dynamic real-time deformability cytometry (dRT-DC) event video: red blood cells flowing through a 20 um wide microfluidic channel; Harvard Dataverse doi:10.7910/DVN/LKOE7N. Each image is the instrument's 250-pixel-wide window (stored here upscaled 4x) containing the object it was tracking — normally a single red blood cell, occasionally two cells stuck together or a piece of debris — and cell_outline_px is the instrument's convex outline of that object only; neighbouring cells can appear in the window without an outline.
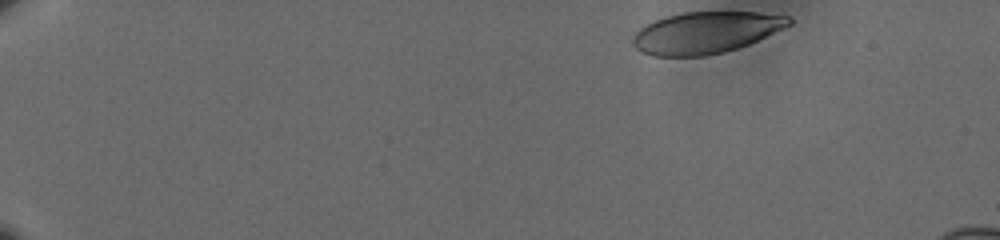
{"species": "human", "species_latin": "Homo sapiens", "temperature_condition": "cold", "stored_images_in_passage": 47, "camera_frame_rate_fps": 3000, "um_per_image_px": 0.085, "donor": {"sex": "male"}, "frame": {"image": 1, "passage_image": 1, "time_ms": 0.0, "image_size_px": [1000, 240], "cell_outline_px": [[792, 24], [748, 44], [724, 52], [704, 56], [652, 56], [636, 48], [632, 44], [632, 40], [636, 32], [640, 28], [656, 20], [668, 16], [684, 12], [756, 12], [788, 16], [792, 20]], "centroid_in_image_um": [59.98, 2.77], "position_along_channel_um": 25.0, "area_um2": 37.45}}
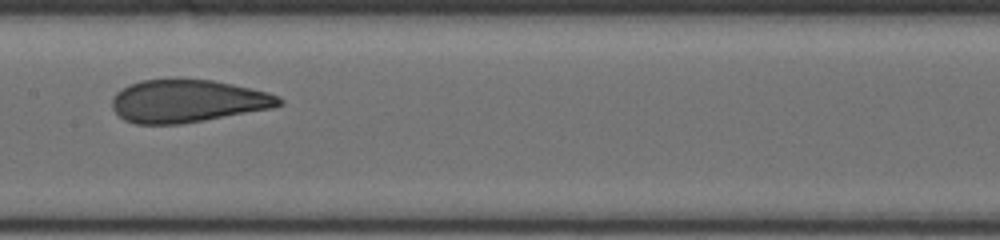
{"frame": {"image": 2, "passage_image": 26, "time_ms": 8.333, "image_size_px": [1000, 240], "cell_outline_px": [[284, 104], [272, 108], [204, 120], [180, 124], [136, 124], [124, 120], [112, 108], [112, 100], [116, 92], [140, 80], [176, 76], [212, 80], [232, 84], [268, 92], [280, 96], [284, 100]], "centroid_in_image_um": [15.95, 8.55], "position_along_channel_um": 191.5, "area_um2": 42.25}}
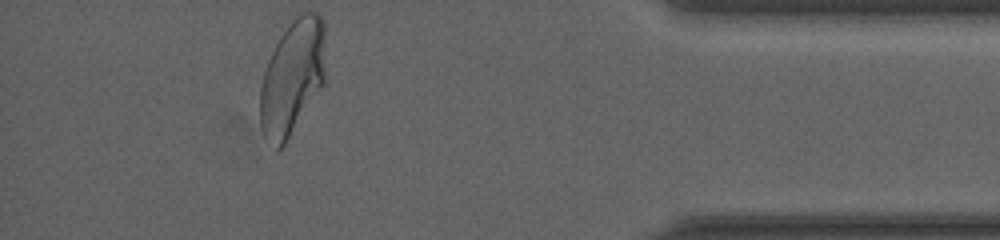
{"frame": {"image": 3, "passage_image": 47, "time_ms": 15.333, "image_size_px": [1000, 240], "cell_outline_px": [[324, 84], [284, 144], [276, 152], [264, 136], [260, 128], [260, 88], [264, 72], [268, 60], [280, 36], [296, 12], [316, 12], [324, 20]], "centroid_in_image_um": [24.83, 6.56], "position_along_channel_um": 410.4, "area_um2": 43.99}, "authors_computed_cell_mechanics": {"area_um2": 41.9628, "velocity_mm_per_s": 3.6167, "shape_relaxation_time_tau1_ms": 5.0748, "shape_relaxation_time_tau2_ms": 0.8359, "deformation_change_tau1": 0.1868, "deformation_change_tau2": 0.0715}}